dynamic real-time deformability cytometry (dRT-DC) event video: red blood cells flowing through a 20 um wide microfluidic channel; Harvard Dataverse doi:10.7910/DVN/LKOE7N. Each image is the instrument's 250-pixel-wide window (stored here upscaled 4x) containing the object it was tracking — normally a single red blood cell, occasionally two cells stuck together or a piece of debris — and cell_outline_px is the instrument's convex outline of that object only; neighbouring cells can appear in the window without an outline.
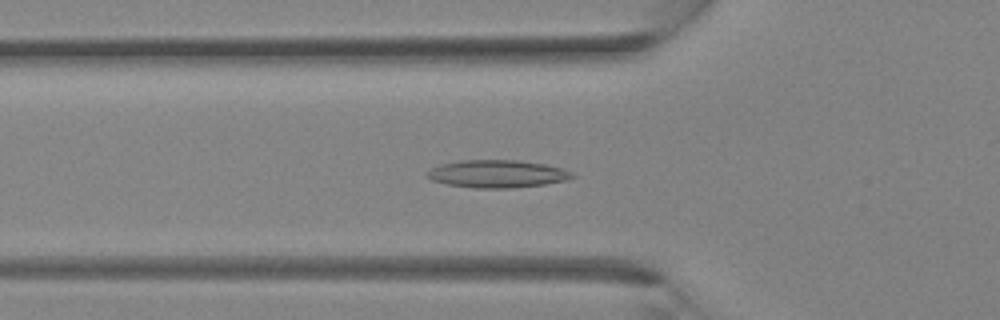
{"species": "Egyptian fruit bat (a non-hibernating species)", "species_latin": "Rousettus aegyptiacus", "temperature_condition": "room temperature", "stored_images_in_passage": 37, "camera_frame_rate_fps": 3000, "um_per_image_px": 0.085, "animal": {"sex": "female"}, "frame": {"image": 1, "passage_image": 13, "time_ms": 4.0, "image_size_px": [1000, 320], "cell_outline_px": [[576, 176], [568, 180], [544, 184], [512, 188], [476, 188], [448, 184], [432, 180], [428, 176], [428, 172], [432, 168], [440, 164], [460, 160], [520, 160], [544, 164], [564, 168], [572, 172]], "centroid_in_image_um": [42.32, 14.77], "position_along_channel_um": 83.5, "area_um2": 23.35}}
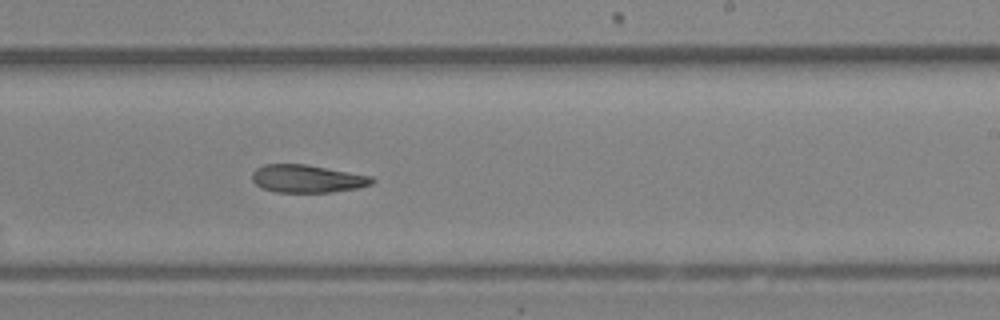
{"frame": {"image": 2, "passage_image": 23, "time_ms": 7.333, "image_size_px": [1000, 320], "cell_outline_px": [[376, 180], [372, 184], [356, 188], [332, 192], [276, 192], [264, 188], [256, 184], [252, 180], [252, 172], [256, 168], [264, 164], [304, 164], [372, 176]], "centroid_in_image_um": [26.11, 15.19], "position_along_channel_um": 262.9, "area_um2": 19.31}}
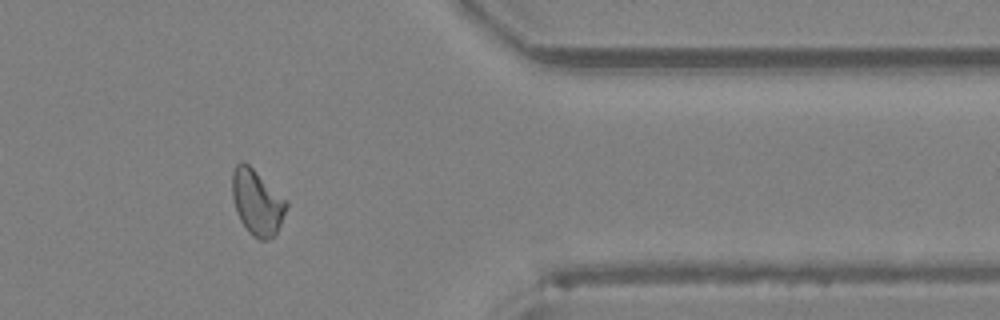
{"frame": {"image": 3, "passage_image": 31, "time_ms": 10.0, "image_size_px": [1000, 320], "cell_outline_px": [[288, 204], [280, 224], [276, 232], [268, 240], [260, 240], [252, 236], [248, 232], [240, 220], [236, 212], [232, 196], [232, 172], [236, 164], [240, 160], [248, 164], [288, 200]], "centroid_in_image_um": [21.84, 17.18], "position_along_channel_um": 389.6, "area_um2": 20.69}}